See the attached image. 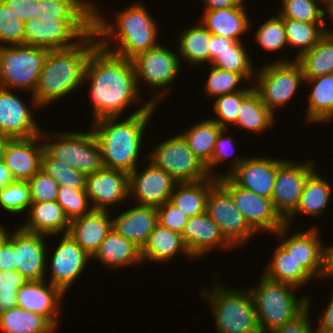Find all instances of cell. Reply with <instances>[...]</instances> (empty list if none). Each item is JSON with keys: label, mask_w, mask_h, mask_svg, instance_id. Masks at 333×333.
I'll return each instance as SVG.
<instances>
[{"label": "cell", "mask_w": 333, "mask_h": 333, "mask_svg": "<svg viewBox=\"0 0 333 333\" xmlns=\"http://www.w3.org/2000/svg\"><path fill=\"white\" fill-rule=\"evenodd\" d=\"M244 2L237 7L204 10L200 22L211 34L242 41L241 36L250 28Z\"/></svg>", "instance_id": "28"}, {"label": "cell", "mask_w": 333, "mask_h": 333, "mask_svg": "<svg viewBox=\"0 0 333 333\" xmlns=\"http://www.w3.org/2000/svg\"><path fill=\"white\" fill-rule=\"evenodd\" d=\"M158 224L177 233H182L189 217L170 201L157 207Z\"/></svg>", "instance_id": "53"}, {"label": "cell", "mask_w": 333, "mask_h": 333, "mask_svg": "<svg viewBox=\"0 0 333 333\" xmlns=\"http://www.w3.org/2000/svg\"><path fill=\"white\" fill-rule=\"evenodd\" d=\"M61 236L62 239L50 260L49 268L52 274L48 282L66 294L92 258L69 234Z\"/></svg>", "instance_id": "19"}, {"label": "cell", "mask_w": 333, "mask_h": 333, "mask_svg": "<svg viewBox=\"0 0 333 333\" xmlns=\"http://www.w3.org/2000/svg\"><path fill=\"white\" fill-rule=\"evenodd\" d=\"M284 159L263 157L232 158V169L225 173L237 186L271 199L278 166Z\"/></svg>", "instance_id": "16"}, {"label": "cell", "mask_w": 333, "mask_h": 333, "mask_svg": "<svg viewBox=\"0 0 333 333\" xmlns=\"http://www.w3.org/2000/svg\"><path fill=\"white\" fill-rule=\"evenodd\" d=\"M49 49L14 45L0 46V87L5 89H36Z\"/></svg>", "instance_id": "8"}, {"label": "cell", "mask_w": 333, "mask_h": 333, "mask_svg": "<svg viewBox=\"0 0 333 333\" xmlns=\"http://www.w3.org/2000/svg\"><path fill=\"white\" fill-rule=\"evenodd\" d=\"M313 333H333V329L331 330L315 329Z\"/></svg>", "instance_id": "67"}, {"label": "cell", "mask_w": 333, "mask_h": 333, "mask_svg": "<svg viewBox=\"0 0 333 333\" xmlns=\"http://www.w3.org/2000/svg\"><path fill=\"white\" fill-rule=\"evenodd\" d=\"M54 133L42 130L40 134L42 140H48L43 142V146L52 158L69 164L85 175L104 168L100 147L92 130L88 133Z\"/></svg>", "instance_id": "7"}, {"label": "cell", "mask_w": 333, "mask_h": 333, "mask_svg": "<svg viewBox=\"0 0 333 333\" xmlns=\"http://www.w3.org/2000/svg\"><path fill=\"white\" fill-rule=\"evenodd\" d=\"M152 150L146 162L166 171L177 183L197 182L209 177L205 165L192 153L180 133L160 142Z\"/></svg>", "instance_id": "12"}, {"label": "cell", "mask_w": 333, "mask_h": 333, "mask_svg": "<svg viewBox=\"0 0 333 333\" xmlns=\"http://www.w3.org/2000/svg\"><path fill=\"white\" fill-rule=\"evenodd\" d=\"M327 13L330 15L329 17L333 23V0L327 5ZM327 32L333 35V29L331 31L327 29Z\"/></svg>", "instance_id": "66"}, {"label": "cell", "mask_w": 333, "mask_h": 333, "mask_svg": "<svg viewBox=\"0 0 333 333\" xmlns=\"http://www.w3.org/2000/svg\"><path fill=\"white\" fill-rule=\"evenodd\" d=\"M295 61L300 65L305 80L333 74V35L326 31L317 44Z\"/></svg>", "instance_id": "37"}, {"label": "cell", "mask_w": 333, "mask_h": 333, "mask_svg": "<svg viewBox=\"0 0 333 333\" xmlns=\"http://www.w3.org/2000/svg\"><path fill=\"white\" fill-rule=\"evenodd\" d=\"M228 130L227 129H222L216 139L215 142V146H214V150H213V154L211 156V177L214 178H221L224 176L223 173H214V168L215 165L217 166L219 163H222L224 160H226L229 156L231 158L232 153L230 152L232 150L231 147L233 146L234 143V139L231 136H224V132H226ZM229 149H231L229 151ZM230 152V153H229ZM222 161V162H221Z\"/></svg>", "instance_id": "54"}, {"label": "cell", "mask_w": 333, "mask_h": 333, "mask_svg": "<svg viewBox=\"0 0 333 333\" xmlns=\"http://www.w3.org/2000/svg\"><path fill=\"white\" fill-rule=\"evenodd\" d=\"M9 137L5 136L4 134L0 133V160L2 159V155L5 149V146L7 144V142L9 141Z\"/></svg>", "instance_id": "65"}, {"label": "cell", "mask_w": 333, "mask_h": 333, "mask_svg": "<svg viewBox=\"0 0 333 333\" xmlns=\"http://www.w3.org/2000/svg\"><path fill=\"white\" fill-rule=\"evenodd\" d=\"M31 203L28 181H14L0 191V205L9 213L28 211Z\"/></svg>", "instance_id": "50"}, {"label": "cell", "mask_w": 333, "mask_h": 333, "mask_svg": "<svg viewBox=\"0 0 333 333\" xmlns=\"http://www.w3.org/2000/svg\"><path fill=\"white\" fill-rule=\"evenodd\" d=\"M91 84L93 122L103 118L120 117L123 110L140 103L131 59L115 55L98 46L90 56L84 82Z\"/></svg>", "instance_id": "1"}, {"label": "cell", "mask_w": 333, "mask_h": 333, "mask_svg": "<svg viewBox=\"0 0 333 333\" xmlns=\"http://www.w3.org/2000/svg\"><path fill=\"white\" fill-rule=\"evenodd\" d=\"M179 35L178 55L186 60L189 65L210 63V38L211 33L199 22L197 26L185 28Z\"/></svg>", "instance_id": "40"}, {"label": "cell", "mask_w": 333, "mask_h": 333, "mask_svg": "<svg viewBox=\"0 0 333 333\" xmlns=\"http://www.w3.org/2000/svg\"><path fill=\"white\" fill-rule=\"evenodd\" d=\"M179 57L177 53L159 44L131 59L138 88L141 85L140 81H143L155 93L151 99H148L153 106H157L162 97L169 93L170 87L168 86L181 70L182 63H180Z\"/></svg>", "instance_id": "11"}, {"label": "cell", "mask_w": 333, "mask_h": 333, "mask_svg": "<svg viewBox=\"0 0 333 333\" xmlns=\"http://www.w3.org/2000/svg\"><path fill=\"white\" fill-rule=\"evenodd\" d=\"M2 226V250L0 252V271H16L15 264V230L8 232ZM11 234V235H10Z\"/></svg>", "instance_id": "55"}, {"label": "cell", "mask_w": 333, "mask_h": 333, "mask_svg": "<svg viewBox=\"0 0 333 333\" xmlns=\"http://www.w3.org/2000/svg\"><path fill=\"white\" fill-rule=\"evenodd\" d=\"M41 142V144H40ZM41 136L9 139L2 160L15 181H29L41 170L43 155Z\"/></svg>", "instance_id": "22"}, {"label": "cell", "mask_w": 333, "mask_h": 333, "mask_svg": "<svg viewBox=\"0 0 333 333\" xmlns=\"http://www.w3.org/2000/svg\"><path fill=\"white\" fill-rule=\"evenodd\" d=\"M177 253L194 259L180 233L157 224L141 249V259L142 262H169Z\"/></svg>", "instance_id": "30"}, {"label": "cell", "mask_w": 333, "mask_h": 333, "mask_svg": "<svg viewBox=\"0 0 333 333\" xmlns=\"http://www.w3.org/2000/svg\"><path fill=\"white\" fill-rule=\"evenodd\" d=\"M2 250V225L0 224V252Z\"/></svg>", "instance_id": "68"}, {"label": "cell", "mask_w": 333, "mask_h": 333, "mask_svg": "<svg viewBox=\"0 0 333 333\" xmlns=\"http://www.w3.org/2000/svg\"><path fill=\"white\" fill-rule=\"evenodd\" d=\"M26 213L27 221L20 225L23 230L46 236L68 234L70 221L56 201L32 202Z\"/></svg>", "instance_id": "29"}, {"label": "cell", "mask_w": 333, "mask_h": 333, "mask_svg": "<svg viewBox=\"0 0 333 333\" xmlns=\"http://www.w3.org/2000/svg\"><path fill=\"white\" fill-rule=\"evenodd\" d=\"M16 19L26 23L37 14V0H2Z\"/></svg>", "instance_id": "57"}, {"label": "cell", "mask_w": 333, "mask_h": 333, "mask_svg": "<svg viewBox=\"0 0 333 333\" xmlns=\"http://www.w3.org/2000/svg\"><path fill=\"white\" fill-rule=\"evenodd\" d=\"M326 275L325 278L333 279V245H327Z\"/></svg>", "instance_id": "64"}, {"label": "cell", "mask_w": 333, "mask_h": 333, "mask_svg": "<svg viewBox=\"0 0 333 333\" xmlns=\"http://www.w3.org/2000/svg\"><path fill=\"white\" fill-rule=\"evenodd\" d=\"M255 74L254 90L265 106L274 114L276 107H285L294 97L305 78L294 60L280 59L262 66Z\"/></svg>", "instance_id": "9"}, {"label": "cell", "mask_w": 333, "mask_h": 333, "mask_svg": "<svg viewBox=\"0 0 333 333\" xmlns=\"http://www.w3.org/2000/svg\"><path fill=\"white\" fill-rule=\"evenodd\" d=\"M112 229L110 211L95 210L70 221L68 234L91 257Z\"/></svg>", "instance_id": "26"}, {"label": "cell", "mask_w": 333, "mask_h": 333, "mask_svg": "<svg viewBox=\"0 0 333 333\" xmlns=\"http://www.w3.org/2000/svg\"><path fill=\"white\" fill-rule=\"evenodd\" d=\"M56 202L63 208L69 221L82 217L93 210L85 190L59 186Z\"/></svg>", "instance_id": "49"}, {"label": "cell", "mask_w": 333, "mask_h": 333, "mask_svg": "<svg viewBox=\"0 0 333 333\" xmlns=\"http://www.w3.org/2000/svg\"><path fill=\"white\" fill-rule=\"evenodd\" d=\"M238 125L244 130L261 134L274 123L276 117L262 102L259 94L253 89L240 103L237 111Z\"/></svg>", "instance_id": "38"}, {"label": "cell", "mask_w": 333, "mask_h": 333, "mask_svg": "<svg viewBox=\"0 0 333 333\" xmlns=\"http://www.w3.org/2000/svg\"><path fill=\"white\" fill-rule=\"evenodd\" d=\"M41 169L51 176L58 186L85 190L86 175L69 164L52 158L45 150H43Z\"/></svg>", "instance_id": "44"}, {"label": "cell", "mask_w": 333, "mask_h": 333, "mask_svg": "<svg viewBox=\"0 0 333 333\" xmlns=\"http://www.w3.org/2000/svg\"><path fill=\"white\" fill-rule=\"evenodd\" d=\"M218 183L232 196L236 208L258 233H275L285 225L273 207L272 200L237 186L228 176L218 178Z\"/></svg>", "instance_id": "14"}, {"label": "cell", "mask_w": 333, "mask_h": 333, "mask_svg": "<svg viewBox=\"0 0 333 333\" xmlns=\"http://www.w3.org/2000/svg\"><path fill=\"white\" fill-rule=\"evenodd\" d=\"M316 169L306 180L300 201L295 211L285 220L289 225L296 213L312 217L320 216L329 204L331 196V185L319 175Z\"/></svg>", "instance_id": "33"}, {"label": "cell", "mask_w": 333, "mask_h": 333, "mask_svg": "<svg viewBox=\"0 0 333 333\" xmlns=\"http://www.w3.org/2000/svg\"><path fill=\"white\" fill-rule=\"evenodd\" d=\"M27 279L17 271H0V292L18 291Z\"/></svg>", "instance_id": "58"}, {"label": "cell", "mask_w": 333, "mask_h": 333, "mask_svg": "<svg viewBox=\"0 0 333 333\" xmlns=\"http://www.w3.org/2000/svg\"><path fill=\"white\" fill-rule=\"evenodd\" d=\"M27 107L10 89L0 87V133L10 139L40 135L42 130Z\"/></svg>", "instance_id": "23"}, {"label": "cell", "mask_w": 333, "mask_h": 333, "mask_svg": "<svg viewBox=\"0 0 333 333\" xmlns=\"http://www.w3.org/2000/svg\"><path fill=\"white\" fill-rule=\"evenodd\" d=\"M282 9L278 14L282 18H290L303 22H325L327 4L324 0H281ZM322 2L326 12L318 6Z\"/></svg>", "instance_id": "45"}, {"label": "cell", "mask_w": 333, "mask_h": 333, "mask_svg": "<svg viewBox=\"0 0 333 333\" xmlns=\"http://www.w3.org/2000/svg\"><path fill=\"white\" fill-rule=\"evenodd\" d=\"M156 109L147 101L123 121L118 122L119 117H110L93 122L90 130L100 147L104 168L128 174L137 168L143 132Z\"/></svg>", "instance_id": "2"}, {"label": "cell", "mask_w": 333, "mask_h": 333, "mask_svg": "<svg viewBox=\"0 0 333 333\" xmlns=\"http://www.w3.org/2000/svg\"><path fill=\"white\" fill-rule=\"evenodd\" d=\"M254 89V86L245 88L244 90L234 93L215 97L213 110L217 118L213 119L221 128L227 129L231 124H235L237 120V111L241 101ZM229 124V125H228Z\"/></svg>", "instance_id": "47"}, {"label": "cell", "mask_w": 333, "mask_h": 333, "mask_svg": "<svg viewBox=\"0 0 333 333\" xmlns=\"http://www.w3.org/2000/svg\"><path fill=\"white\" fill-rule=\"evenodd\" d=\"M325 24V22H303L284 18L287 46L299 48L294 60L318 43L327 31Z\"/></svg>", "instance_id": "42"}, {"label": "cell", "mask_w": 333, "mask_h": 333, "mask_svg": "<svg viewBox=\"0 0 333 333\" xmlns=\"http://www.w3.org/2000/svg\"><path fill=\"white\" fill-rule=\"evenodd\" d=\"M330 300L328 302L327 307H325L324 311L322 312V316L318 326L315 329H322V330H331L333 329V292L331 293Z\"/></svg>", "instance_id": "60"}, {"label": "cell", "mask_w": 333, "mask_h": 333, "mask_svg": "<svg viewBox=\"0 0 333 333\" xmlns=\"http://www.w3.org/2000/svg\"><path fill=\"white\" fill-rule=\"evenodd\" d=\"M46 280L27 281L17 293V306L44 316L56 329L64 293ZM48 284V285H47Z\"/></svg>", "instance_id": "24"}, {"label": "cell", "mask_w": 333, "mask_h": 333, "mask_svg": "<svg viewBox=\"0 0 333 333\" xmlns=\"http://www.w3.org/2000/svg\"><path fill=\"white\" fill-rule=\"evenodd\" d=\"M17 293L18 291L0 292V313L17 306Z\"/></svg>", "instance_id": "62"}, {"label": "cell", "mask_w": 333, "mask_h": 333, "mask_svg": "<svg viewBox=\"0 0 333 333\" xmlns=\"http://www.w3.org/2000/svg\"><path fill=\"white\" fill-rule=\"evenodd\" d=\"M314 159L304 163L284 160L277 168L272 204L285 221L299 204L307 178L316 170Z\"/></svg>", "instance_id": "15"}, {"label": "cell", "mask_w": 333, "mask_h": 333, "mask_svg": "<svg viewBox=\"0 0 333 333\" xmlns=\"http://www.w3.org/2000/svg\"><path fill=\"white\" fill-rule=\"evenodd\" d=\"M215 283L210 290L203 288L201 297L212 306L216 333H261L249 289L230 290Z\"/></svg>", "instance_id": "6"}, {"label": "cell", "mask_w": 333, "mask_h": 333, "mask_svg": "<svg viewBox=\"0 0 333 333\" xmlns=\"http://www.w3.org/2000/svg\"><path fill=\"white\" fill-rule=\"evenodd\" d=\"M242 41H235L227 49L220 52L210 63L215 68H220L229 72L241 74L245 81H250L255 77L256 72L253 68L248 52Z\"/></svg>", "instance_id": "43"}, {"label": "cell", "mask_w": 333, "mask_h": 333, "mask_svg": "<svg viewBox=\"0 0 333 333\" xmlns=\"http://www.w3.org/2000/svg\"><path fill=\"white\" fill-rule=\"evenodd\" d=\"M255 40L268 52L282 50L287 46L284 18L278 14L263 22L256 30Z\"/></svg>", "instance_id": "46"}, {"label": "cell", "mask_w": 333, "mask_h": 333, "mask_svg": "<svg viewBox=\"0 0 333 333\" xmlns=\"http://www.w3.org/2000/svg\"><path fill=\"white\" fill-rule=\"evenodd\" d=\"M181 236L191 256L196 259L216 248L234 249L221 234L219 226L206 212L189 218Z\"/></svg>", "instance_id": "25"}, {"label": "cell", "mask_w": 333, "mask_h": 333, "mask_svg": "<svg viewBox=\"0 0 333 333\" xmlns=\"http://www.w3.org/2000/svg\"><path fill=\"white\" fill-rule=\"evenodd\" d=\"M245 0H203L204 10H217L221 8L240 6Z\"/></svg>", "instance_id": "61"}, {"label": "cell", "mask_w": 333, "mask_h": 333, "mask_svg": "<svg viewBox=\"0 0 333 333\" xmlns=\"http://www.w3.org/2000/svg\"><path fill=\"white\" fill-rule=\"evenodd\" d=\"M25 23L16 19L11 10L0 0V46L24 44Z\"/></svg>", "instance_id": "51"}, {"label": "cell", "mask_w": 333, "mask_h": 333, "mask_svg": "<svg viewBox=\"0 0 333 333\" xmlns=\"http://www.w3.org/2000/svg\"><path fill=\"white\" fill-rule=\"evenodd\" d=\"M221 128L213 119L199 121L180 133L192 153L205 165L211 177V156Z\"/></svg>", "instance_id": "35"}, {"label": "cell", "mask_w": 333, "mask_h": 333, "mask_svg": "<svg viewBox=\"0 0 333 333\" xmlns=\"http://www.w3.org/2000/svg\"><path fill=\"white\" fill-rule=\"evenodd\" d=\"M142 171L137 168L129 173L128 198L136 204L159 207L170 200L177 182L163 169L152 162Z\"/></svg>", "instance_id": "18"}, {"label": "cell", "mask_w": 333, "mask_h": 333, "mask_svg": "<svg viewBox=\"0 0 333 333\" xmlns=\"http://www.w3.org/2000/svg\"><path fill=\"white\" fill-rule=\"evenodd\" d=\"M91 258L98 259V261L107 265V267L115 269L143 263L141 249L130 240L118 234L113 228Z\"/></svg>", "instance_id": "31"}, {"label": "cell", "mask_w": 333, "mask_h": 333, "mask_svg": "<svg viewBox=\"0 0 333 333\" xmlns=\"http://www.w3.org/2000/svg\"><path fill=\"white\" fill-rule=\"evenodd\" d=\"M235 40L230 39L228 37H220L211 34L210 38V63L216 58V56L222 52L224 49H227L230 45H232Z\"/></svg>", "instance_id": "59"}, {"label": "cell", "mask_w": 333, "mask_h": 333, "mask_svg": "<svg viewBox=\"0 0 333 333\" xmlns=\"http://www.w3.org/2000/svg\"><path fill=\"white\" fill-rule=\"evenodd\" d=\"M128 179V173L108 168L86 175L85 192L92 208L109 211V206L127 200Z\"/></svg>", "instance_id": "21"}, {"label": "cell", "mask_w": 333, "mask_h": 333, "mask_svg": "<svg viewBox=\"0 0 333 333\" xmlns=\"http://www.w3.org/2000/svg\"><path fill=\"white\" fill-rule=\"evenodd\" d=\"M95 3L86 0H37L36 17L40 22L56 18H93Z\"/></svg>", "instance_id": "41"}, {"label": "cell", "mask_w": 333, "mask_h": 333, "mask_svg": "<svg viewBox=\"0 0 333 333\" xmlns=\"http://www.w3.org/2000/svg\"><path fill=\"white\" fill-rule=\"evenodd\" d=\"M14 178L10 172V169L5 165L3 160H0V191L7 185L14 182Z\"/></svg>", "instance_id": "63"}, {"label": "cell", "mask_w": 333, "mask_h": 333, "mask_svg": "<svg viewBox=\"0 0 333 333\" xmlns=\"http://www.w3.org/2000/svg\"><path fill=\"white\" fill-rule=\"evenodd\" d=\"M272 259L263 272L270 280L286 283L297 288L308 284L314 276L279 244L273 251Z\"/></svg>", "instance_id": "34"}, {"label": "cell", "mask_w": 333, "mask_h": 333, "mask_svg": "<svg viewBox=\"0 0 333 333\" xmlns=\"http://www.w3.org/2000/svg\"><path fill=\"white\" fill-rule=\"evenodd\" d=\"M157 224V208L140 204L112 218V228L140 249Z\"/></svg>", "instance_id": "27"}, {"label": "cell", "mask_w": 333, "mask_h": 333, "mask_svg": "<svg viewBox=\"0 0 333 333\" xmlns=\"http://www.w3.org/2000/svg\"><path fill=\"white\" fill-rule=\"evenodd\" d=\"M93 18H56L40 22L33 17L25 23L24 44L49 50L69 49L92 32Z\"/></svg>", "instance_id": "10"}, {"label": "cell", "mask_w": 333, "mask_h": 333, "mask_svg": "<svg viewBox=\"0 0 333 333\" xmlns=\"http://www.w3.org/2000/svg\"><path fill=\"white\" fill-rule=\"evenodd\" d=\"M15 229V264L16 271L27 281L47 280V245L46 235ZM44 237V238H43ZM46 267V268H45Z\"/></svg>", "instance_id": "20"}, {"label": "cell", "mask_w": 333, "mask_h": 333, "mask_svg": "<svg viewBox=\"0 0 333 333\" xmlns=\"http://www.w3.org/2000/svg\"><path fill=\"white\" fill-rule=\"evenodd\" d=\"M207 81L204 83V92L210 96L218 97L244 90L246 87H239L240 82L245 79L241 74L222 70L211 66Z\"/></svg>", "instance_id": "48"}, {"label": "cell", "mask_w": 333, "mask_h": 333, "mask_svg": "<svg viewBox=\"0 0 333 333\" xmlns=\"http://www.w3.org/2000/svg\"><path fill=\"white\" fill-rule=\"evenodd\" d=\"M28 184L32 202L56 201L58 183L42 169L28 181Z\"/></svg>", "instance_id": "52"}, {"label": "cell", "mask_w": 333, "mask_h": 333, "mask_svg": "<svg viewBox=\"0 0 333 333\" xmlns=\"http://www.w3.org/2000/svg\"><path fill=\"white\" fill-rule=\"evenodd\" d=\"M310 301L308 297V307L296 318L269 333H313L314 328L309 318Z\"/></svg>", "instance_id": "56"}, {"label": "cell", "mask_w": 333, "mask_h": 333, "mask_svg": "<svg viewBox=\"0 0 333 333\" xmlns=\"http://www.w3.org/2000/svg\"><path fill=\"white\" fill-rule=\"evenodd\" d=\"M217 182V178L209 176L197 182L177 183L169 201L189 218L202 215L206 211L209 191Z\"/></svg>", "instance_id": "32"}, {"label": "cell", "mask_w": 333, "mask_h": 333, "mask_svg": "<svg viewBox=\"0 0 333 333\" xmlns=\"http://www.w3.org/2000/svg\"><path fill=\"white\" fill-rule=\"evenodd\" d=\"M289 226L285 224L274 233L279 235L280 245L314 277L325 278L327 247L323 246V242L320 240L318 227L312 226L311 229L305 231H295L286 238ZM283 237L286 239L283 240Z\"/></svg>", "instance_id": "17"}, {"label": "cell", "mask_w": 333, "mask_h": 333, "mask_svg": "<svg viewBox=\"0 0 333 333\" xmlns=\"http://www.w3.org/2000/svg\"><path fill=\"white\" fill-rule=\"evenodd\" d=\"M312 83L308 95L306 120L312 123H328L333 120V74L305 80Z\"/></svg>", "instance_id": "36"}, {"label": "cell", "mask_w": 333, "mask_h": 333, "mask_svg": "<svg viewBox=\"0 0 333 333\" xmlns=\"http://www.w3.org/2000/svg\"><path fill=\"white\" fill-rule=\"evenodd\" d=\"M205 212L233 248L245 245L257 234L236 208L232 196L218 182L209 191Z\"/></svg>", "instance_id": "13"}, {"label": "cell", "mask_w": 333, "mask_h": 333, "mask_svg": "<svg viewBox=\"0 0 333 333\" xmlns=\"http://www.w3.org/2000/svg\"><path fill=\"white\" fill-rule=\"evenodd\" d=\"M332 0H324V2L328 5Z\"/></svg>", "instance_id": "69"}, {"label": "cell", "mask_w": 333, "mask_h": 333, "mask_svg": "<svg viewBox=\"0 0 333 333\" xmlns=\"http://www.w3.org/2000/svg\"><path fill=\"white\" fill-rule=\"evenodd\" d=\"M98 46L92 31L72 48L49 50L36 89L31 94L32 106L51 104L82 86L88 60Z\"/></svg>", "instance_id": "3"}, {"label": "cell", "mask_w": 333, "mask_h": 333, "mask_svg": "<svg viewBox=\"0 0 333 333\" xmlns=\"http://www.w3.org/2000/svg\"><path fill=\"white\" fill-rule=\"evenodd\" d=\"M0 329L4 333H54L57 330L44 316L18 306L0 313Z\"/></svg>", "instance_id": "39"}, {"label": "cell", "mask_w": 333, "mask_h": 333, "mask_svg": "<svg viewBox=\"0 0 333 333\" xmlns=\"http://www.w3.org/2000/svg\"><path fill=\"white\" fill-rule=\"evenodd\" d=\"M251 292L261 333H269L296 318L308 307V296L296 298L295 286L268 279L264 275Z\"/></svg>", "instance_id": "5"}, {"label": "cell", "mask_w": 333, "mask_h": 333, "mask_svg": "<svg viewBox=\"0 0 333 333\" xmlns=\"http://www.w3.org/2000/svg\"><path fill=\"white\" fill-rule=\"evenodd\" d=\"M147 11L144 4L132 3L115 14L116 21L113 25L112 21L111 23L106 21L105 16L103 17L96 7L93 10L92 31L96 35L99 46L126 59H132L141 52L157 47L159 45L157 43L158 27ZM112 42L118 45V48H114L115 50L110 48Z\"/></svg>", "instance_id": "4"}]
</instances>
